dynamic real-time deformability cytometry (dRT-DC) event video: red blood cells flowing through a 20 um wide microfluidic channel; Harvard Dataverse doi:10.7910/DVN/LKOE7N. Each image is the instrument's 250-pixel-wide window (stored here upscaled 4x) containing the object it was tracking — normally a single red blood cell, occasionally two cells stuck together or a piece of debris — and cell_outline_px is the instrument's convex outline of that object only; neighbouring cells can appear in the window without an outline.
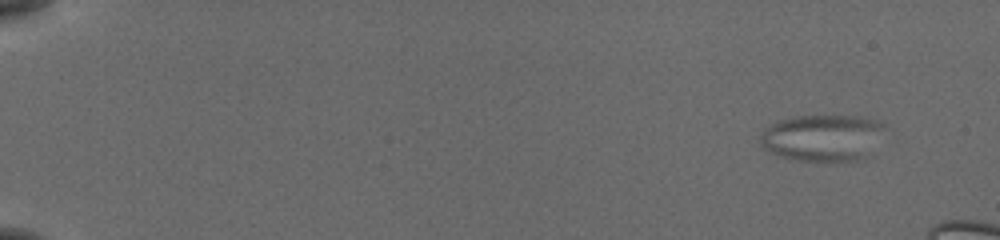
{"species": "common noctule bat (a hibernating species)", "species_latin": "Nyctalus noctula", "temperature_condition": "cold", "stored_images_in_passage": 17, "camera_frame_rate_fps": 3000, "um_per_image_px": 0.085, "animal": {"sex": "female", "body_mass_g": 19.5, "forearm_length_mm": 54.1}, "frame": {"image": 1, "passage_image": 6, "time_ms": 1.667, "image_size_px": [1000, 240], "cell_outline_px": [[876, 124], [852, 156], [848, 160], [800, 160], [772, 152], [764, 144], [764, 136], [776, 124], [788, 120], [804, 116], [840, 116], [868, 120]], "centroid_in_image_um": [69.57, 11.68], "position_along_channel_um": 15.4, "area_um2": 27.86}}